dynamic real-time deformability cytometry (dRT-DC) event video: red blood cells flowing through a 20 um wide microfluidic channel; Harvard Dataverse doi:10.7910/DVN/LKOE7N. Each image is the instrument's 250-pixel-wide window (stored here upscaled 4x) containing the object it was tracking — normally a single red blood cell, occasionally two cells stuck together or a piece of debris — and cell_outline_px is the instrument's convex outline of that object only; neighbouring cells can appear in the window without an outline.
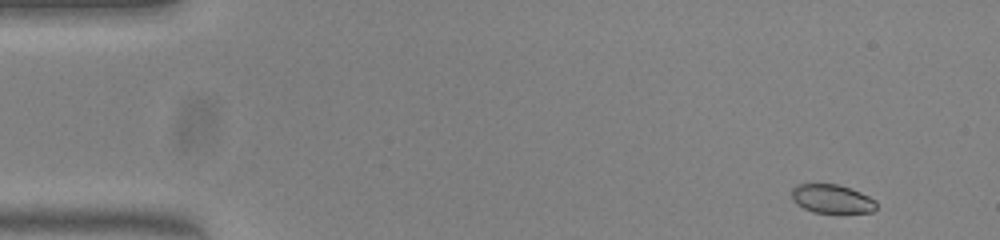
{"species": "common noctule bat (a hibernating species)", "species_latin": "Nyctalus noctula", "temperature_condition": "warm", "stored_images_in_passage": 49, "camera_frame_rate_fps": 3000, "um_per_image_px": 0.085, "animal": {"sex": "female", "body_mass_g": 23.0, "forearm_length_mm": 53.4}, "frame": {"image": 1, "passage_image": 1, "time_ms": 0.0, "image_size_px": [1000, 240], "cell_outline_px": [[876, 208], [872, 212], [812, 212], [796, 204], [792, 200], [792, 188], [796, 184], [836, 184], [860, 192], [876, 200]], "centroid_in_image_um": [70.68, 16.9], "position_along_channel_um": 14.3, "area_um2": 14.05}}
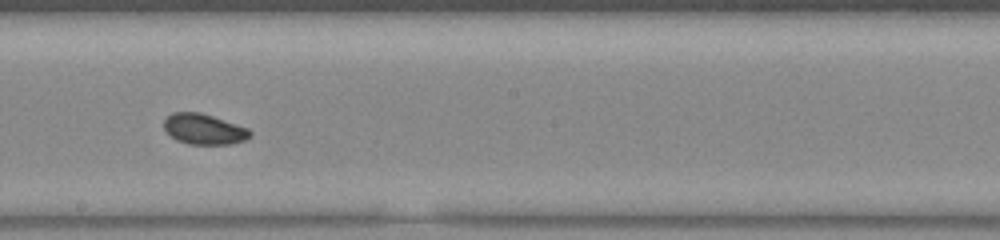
{"frame": {"image": 2, "passage_image": 26, "time_ms": 8.333, "image_size_px": [1000, 240], "cell_outline_px": [[252, 136], [244, 140], [232, 144], [188, 144], [176, 140], [164, 128], [164, 120], [172, 112], [200, 112], [248, 128], [252, 132]], "centroid_in_image_um": [17.35, 10.98], "position_along_channel_um": 230.9, "area_um2": 15.26}}
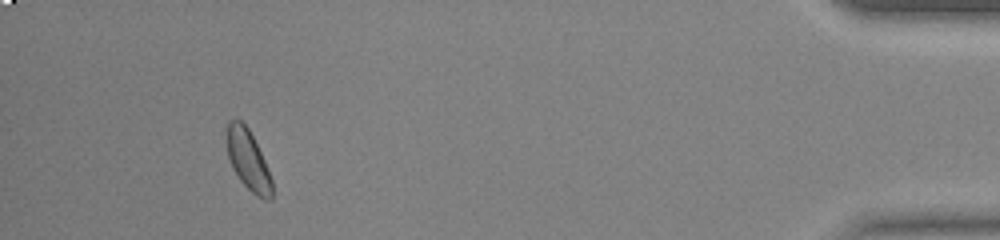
{"frame": {"image": 3, "passage_image": 45, "time_ms": 14.667, "image_size_px": [1000, 240], "cell_outline_px": [[272, 200], [264, 200], [256, 196], [240, 180], [232, 168], [228, 156], [228, 124], [232, 120], [240, 120], [248, 128], [268, 168], [272, 180]], "centroid_in_image_um": [21.12, 13.67], "position_along_channel_um": 414.1, "area_um2": 15.43}, "authors_computed_cell_mechanics": {"area_um2": 15.5482, "velocity_mm_per_s": 3.974, "shape_relaxation_time_tau1_ms": 1.762, "shape_relaxation_time_tau2_ms": 5.08, "deformation_change_tau1": 0.0755, "deformation_change_tau2": 0.0776}}